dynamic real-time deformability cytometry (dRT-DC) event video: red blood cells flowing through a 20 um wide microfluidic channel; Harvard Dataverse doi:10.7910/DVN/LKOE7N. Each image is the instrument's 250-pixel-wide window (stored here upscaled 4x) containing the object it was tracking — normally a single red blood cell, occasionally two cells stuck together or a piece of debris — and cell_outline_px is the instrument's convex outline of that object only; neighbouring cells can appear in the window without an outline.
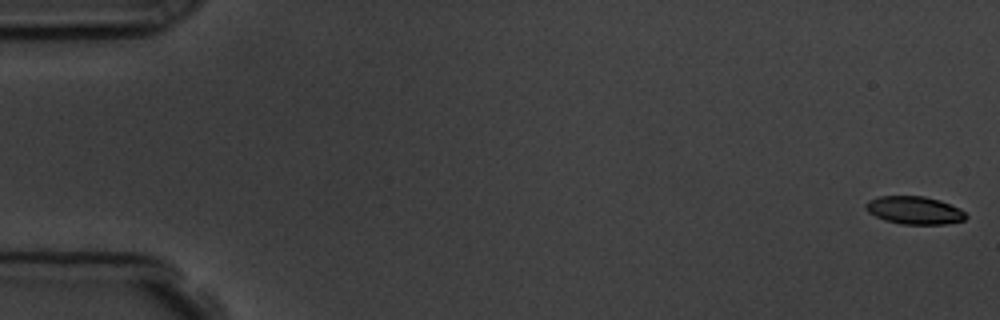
{"species": "common noctule bat (a hibernating species)", "species_latin": "Nyctalus noctula", "temperature_condition": "room temperature", "stored_images_in_passage": 5, "camera_frame_rate_fps": 3000, "um_per_image_px": 0.085, "animal": {"sex": "male", "body_mass_g": 19.5, "forearm_length_mm": 54.6}, "frame": {"image": 1, "passage_image": 1, "time_ms": 0.0, "image_size_px": [1000, 320], "cell_outline_px": [[968, 216], [964, 220], [944, 224], [900, 224], [884, 220], [868, 212], [864, 208], [864, 204], [868, 200], [880, 196], [924, 196], [940, 200], [960, 208]], "centroid_in_image_um": [77.7, 17.87], "position_along_channel_um": 7.3, "area_um2": 16.36}}
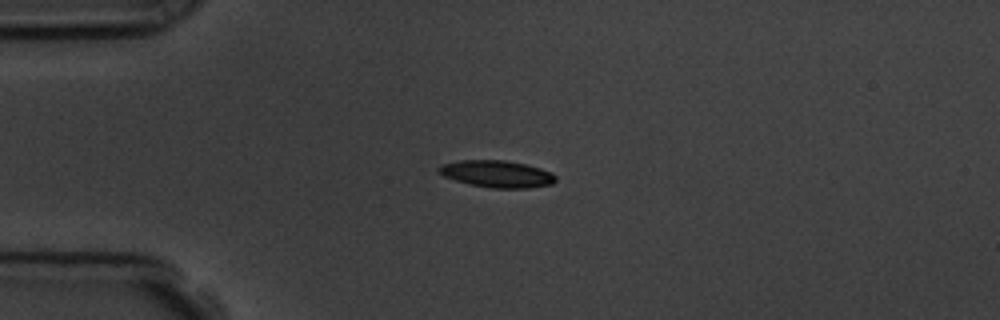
{"frame": {"image": 2, "passage_image": 5, "time_ms": 4.333, "image_size_px": [1000, 320], "cell_outline_px": [[556, 180], [552, 184], [528, 188], [492, 188], [472, 184], [456, 180], [444, 176], [436, 168], [440, 164], [460, 160], [504, 160], [524, 164], [540, 168], [552, 172], [556, 176]], "centroid_in_image_um": [42.25, 14.77], "position_along_channel_um": 42.8, "area_um2": 18.26}}